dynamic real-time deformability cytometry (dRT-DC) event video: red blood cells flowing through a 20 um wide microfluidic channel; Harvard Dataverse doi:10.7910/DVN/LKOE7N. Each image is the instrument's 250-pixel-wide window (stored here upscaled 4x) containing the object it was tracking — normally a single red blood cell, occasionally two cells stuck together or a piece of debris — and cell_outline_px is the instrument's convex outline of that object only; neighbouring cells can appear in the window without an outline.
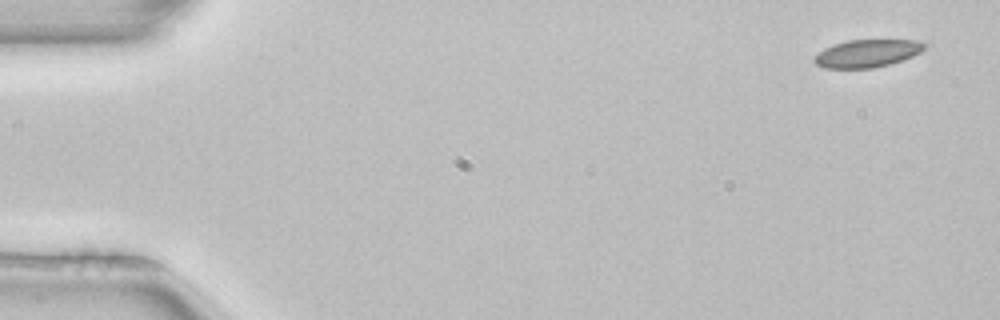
{"species": "common noctule bat (a hibernating species)", "species_latin": "Nyctalus noctula", "temperature_condition": "room temperature", "stored_images_in_passage": 4, "camera_frame_rate_fps": 3000, "um_per_image_px": 0.085, "animal": {"sex": "female", "body_mass_g": 22.7, "forearm_length_mm": 54.2}, "frame": {"image": 1, "passage_image": 1, "time_ms": 0.0, "image_size_px": [1000, 320], "cell_outline_px": [[928, 44], [920, 52], [904, 60], [872, 68], [824, 68], [816, 64], [812, 60], [812, 56], [824, 48], [832, 44], [848, 40], [920, 40]], "centroid_in_image_um": [73.68, 4.53], "position_along_channel_um": 11.3, "area_um2": 17.98}}
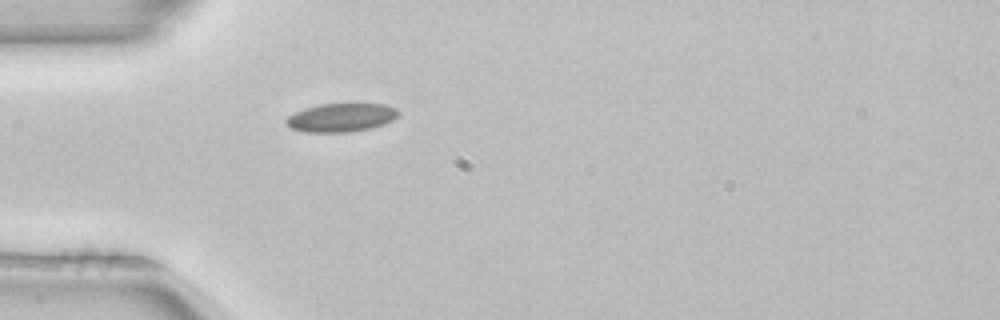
{"frame": {"image": 2, "passage_image": 4, "time_ms": 1.0, "image_size_px": [1000, 320], "cell_outline_px": [[400, 112], [392, 120], [384, 124], [372, 128], [348, 132], [304, 132], [292, 128], [284, 124], [284, 120], [288, 116], [304, 108], [320, 104], [384, 104], [396, 108]], "centroid_in_image_um": [28.97, 9.99], "position_along_channel_um": 56.0, "area_um2": 18.67}}